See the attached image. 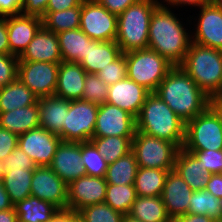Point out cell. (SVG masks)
<instances>
[{
    "label": "cell",
    "mask_w": 222,
    "mask_h": 222,
    "mask_svg": "<svg viewBox=\"0 0 222 222\" xmlns=\"http://www.w3.org/2000/svg\"><path fill=\"white\" fill-rule=\"evenodd\" d=\"M127 77L150 92H155L160 82L174 67L166 58L151 49L132 50L124 53Z\"/></svg>",
    "instance_id": "cell-6"
},
{
    "label": "cell",
    "mask_w": 222,
    "mask_h": 222,
    "mask_svg": "<svg viewBox=\"0 0 222 222\" xmlns=\"http://www.w3.org/2000/svg\"><path fill=\"white\" fill-rule=\"evenodd\" d=\"M86 74L79 63L60 62L54 96L68 100L82 99Z\"/></svg>",
    "instance_id": "cell-22"
},
{
    "label": "cell",
    "mask_w": 222,
    "mask_h": 222,
    "mask_svg": "<svg viewBox=\"0 0 222 222\" xmlns=\"http://www.w3.org/2000/svg\"><path fill=\"white\" fill-rule=\"evenodd\" d=\"M13 204L9 199L2 180H0V211L8 210L13 208Z\"/></svg>",
    "instance_id": "cell-54"
},
{
    "label": "cell",
    "mask_w": 222,
    "mask_h": 222,
    "mask_svg": "<svg viewBox=\"0 0 222 222\" xmlns=\"http://www.w3.org/2000/svg\"><path fill=\"white\" fill-rule=\"evenodd\" d=\"M173 222H217L206 215L184 214L176 217Z\"/></svg>",
    "instance_id": "cell-52"
},
{
    "label": "cell",
    "mask_w": 222,
    "mask_h": 222,
    "mask_svg": "<svg viewBox=\"0 0 222 222\" xmlns=\"http://www.w3.org/2000/svg\"><path fill=\"white\" fill-rule=\"evenodd\" d=\"M170 170L138 167L134 188L143 197L161 196Z\"/></svg>",
    "instance_id": "cell-31"
},
{
    "label": "cell",
    "mask_w": 222,
    "mask_h": 222,
    "mask_svg": "<svg viewBox=\"0 0 222 222\" xmlns=\"http://www.w3.org/2000/svg\"><path fill=\"white\" fill-rule=\"evenodd\" d=\"M221 204L220 200L206 189L193 191L189 200V214L206 215L219 222Z\"/></svg>",
    "instance_id": "cell-36"
},
{
    "label": "cell",
    "mask_w": 222,
    "mask_h": 222,
    "mask_svg": "<svg viewBox=\"0 0 222 222\" xmlns=\"http://www.w3.org/2000/svg\"><path fill=\"white\" fill-rule=\"evenodd\" d=\"M82 99L101 105L107 101L109 86L97 74L87 73L84 81Z\"/></svg>",
    "instance_id": "cell-40"
},
{
    "label": "cell",
    "mask_w": 222,
    "mask_h": 222,
    "mask_svg": "<svg viewBox=\"0 0 222 222\" xmlns=\"http://www.w3.org/2000/svg\"><path fill=\"white\" fill-rule=\"evenodd\" d=\"M136 118L107 102L99 105L93 137H134Z\"/></svg>",
    "instance_id": "cell-12"
},
{
    "label": "cell",
    "mask_w": 222,
    "mask_h": 222,
    "mask_svg": "<svg viewBox=\"0 0 222 222\" xmlns=\"http://www.w3.org/2000/svg\"><path fill=\"white\" fill-rule=\"evenodd\" d=\"M205 189L218 199L222 198V174H210V180Z\"/></svg>",
    "instance_id": "cell-51"
},
{
    "label": "cell",
    "mask_w": 222,
    "mask_h": 222,
    "mask_svg": "<svg viewBox=\"0 0 222 222\" xmlns=\"http://www.w3.org/2000/svg\"><path fill=\"white\" fill-rule=\"evenodd\" d=\"M18 59V61L62 62L57 34L42 26Z\"/></svg>",
    "instance_id": "cell-21"
},
{
    "label": "cell",
    "mask_w": 222,
    "mask_h": 222,
    "mask_svg": "<svg viewBox=\"0 0 222 222\" xmlns=\"http://www.w3.org/2000/svg\"><path fill=\"white\" fill-rule=\"evenodd\" d=\"M68 185L49 167L37 166L31 180V196L67 210Z\"/></svg>",
    "instance_id": "cell-13"
},
{
    "label": "cell",
    "mask_w": 222,
    "mask_h": 222,
    "mask_svg": "<svg viewBox=\"0 0 222 222\" xmlns=\"http://www.w3.org/2000/svg\"><path fill=\"white\" fill-rule=\"evenodd\" d=\"M84 0H49L46 12H57L73 7H82Z\"/></svg>",
    "instance_id": "cell-49"
},
{
    "label": "cell",
    "mask_w": 222,
    "mask_h": 222,
    "mask_svg": "<svg viewBox=\"0 0 222 222\" xmlns=\"http://www.w3.org/2000/svg\"><path fill=\"white\" fill-rule=\"evenodd\" d=\"M34 170H6L3 185L13 205L31 196V180Z\"/></svg>",
    "instance_id": "cell-32"
},
{
    "label": "cell",
    "mask_w": 222,
    "mask_h": 222,
    "mask_svg": "<svg viewBox=\"0 0 222 222\" xmlns=\"http://www.w3.org/2000/svg\"><path fill=\"white\" fill-rule=\"evenodd\" d=\"M49 0H23L21 14L42 18L46 13Z\"/></svg>",
    "instance_id": "cell-46"
},
{
    "label": "cell",
    "mask_w": 222,
    "mask_h": 222,
    "mask_svg": "<svg viewBox=\"0 0 222 222\" xmlns=\"http://www.w3.org/2000/svg\"><path fill=\"white\" fill-rule=\"evenodd\" d=\"M4 172H5L4 164L3 161L0 160V180L3 179Z\"/></svg>",
    "instance_id": "cell-59"
},
{
    "label": "cell",
    "mask_w": 222,
    "mask_h": 222,
    "mask_svg": "<svg viewBox=\"0 0 222 222\" xmlns=\"http://www.w3.org/2000/svg\"><path fill=\"white\" fill-rule=\"evenodd\" d=\"M50 222H74V212L70 210H60Z\"/></svg>",
    "instance_id": "cell-56"
},
{
    "label": "cell",
    "mask_w": 222,
    "mask_h": 222,
    "mask_svg": "<svg viewBox=\"0 0 222 222\" xmlns=\"http://www.w3.org/2000/svg\"><path fill=\"white\" fill-rule=\"evenodd\" d=\"M192 193L193 190L178 172L174 169L170 170L166 177L161 197L172 220L188 213Z\"/></svg>",
    "instance_id": "cell-20"
},
{
    "label": "cell",
    "mask_w": 222,
    "mask_h": 222,
    "mask_svg": "<svg viewBox=\"0 0 222 222\" xmlns=\"http://www.w3.org/2000/svg\"><path fill=\"white\" fill-rule=\"evenodd\" d=\"M62 61L80 63L86 57L90 39L80 28L57 34Z\"/></svg>",
    "instance_id": "cell-29"
},
{
    "label": "cell",
    "mask_w": 222,
    "mask_h": 222,
    "mask_svg": "<svg viewBox=\"0 0 222 222\" xmlns=\"http://www.w3.org/2000/svg\"><path fill=\"white\" fill-rule=\"evenodd\" d=\"M122 51L116 41L88 40L86 57L79 63L87 73L97 74L115 61Z\"/></svg>",
    "instance_id": "cell-24"
},
{
    "label": "cell",
    "mask_w": 222,
    "mask_h": 222,
    "mask_svg": "<svg viewBox=\"0 0 222 222\" xmlns=\"http://www.w3.org/2000/svg\"><path fill=\"white\" fill-rule=\"evenodd\" d=\"M74 222H83L82 220H80V219L78 218V215H77V213H75V212H74Z\"/></svg>",
    "instance_id": "cell-61"
},
{
    "label": "cell",
    "mask_w": 222,
    "mask_h": 222,
    "mask_svg": "<svg viewBox=\"0 0 222 222\" xmlns=\"http://www.w3.org/2000/svg\"><path fill=\"white\" fill-rule=\"evenodd\" d=\"M155 93L185 123L209 106V96L196 85L181 66H174L169 71Z\"/></svg>",
    "instance_id": "cell-2"
},
{
    "label": "cell",
    "mask_w": 222,
    "mask_h": 222,
    "mask_svg": "<svg viewBox=\"0 0 222 222\" xmlns=\"http://www.w3.org/2000/svg\"><path fill=\"white\" fill-rule=\"evenodd\" d=\"M180 66L207 96L222 94V50L191 42Z\"/></svg>",
    "instance_id": "cell-4"
},
{
    "label": "cell",
    "mask_w": 222,
    "mask_h": 222,
    "mask_svg": "<svg viewBox=\"0 0 222 222\" xmlns=\"http://www.w3.org/2000/svg\"><path fill=\"white\" fill-rule=\"evenodd\" d=\"M133 137H93L90 141L108 164L114 163L117 159L132 151Z\"/></svg>",
    "instance_id": "cell-34"
},
{
    "label": "cell",
    "mask_w": 222,
    "mask_h": 222,
    "mask_svg": "<svg viewBox=\"0 0 222 222\" xmlns=\"http://www.w3.org/2000/svg\"><path fill=\"white\" fill-rule=\"evenodd\" d=\"M99 105L81 99L70 100L63 126L62 141L86 142L94 136Z\"/></svg>",
    "instance_id": "cell-9"
},
{
    "label": "cell",
    "mask_w": 222,
    "mask_h": 222,
    "mask_svg": "<svg viewBox=\"0 0 222 222\" xmlns=\"http://www.w3.org/2000/svg\"><path fill=\"white\" fill-rule=\"evenodd\" d=\"M10 54L7 34V17H0V55Z\"/></svg>",
    "instance_id": "cell-50"
},
{
    "label": "cell",
    "mask_w": 222,
    "mask_h": 222,
    "mask_svg": "<svg viewBox=\"0 0 222 222\" xmlns=\"http://www.w3.org/2000/svg\"><path fill=\"white\" fill-rule=\"evenodd\" d=\"M49 167L68 185L86 175L81 162V143L61 141Z\"/></svg>",
    "instance_id": "cell-17"
},
{
    "label": "cell",
    "mask_w": 222,
    "mask_h": 222,
    "mask_svg": "<svg viewBox=\"0 0 222 222\" xmlns=\"http://www.w3.org/2000/svg\"><path fill=\"white\" fill-rule=\"evenodd\" d=\"M106 189L105 177L84 175L73 180L67 188V210L77 213L86 206L104 203Z\"/></svg>",
    "instance_id": "cell-14"
},
{
    "label": "cell",
    "mask_w": 222,
    "mask_h": 222,
    "mask_svg": "<svg viewBox=\"0 0 222 222\" xmlns=\"http://www.w3.org/2000/svg\"><path fill=\"white\" fill-rule=\"evenodd\" d=\"M158 0H139L117 16L116 42L122 53L148 48L149 24Z\"/></svg>",
    "instance_id": "cell-5"
},
{
    "label": "cell",
    "mask_w": 222,
    "mask_h": 222,
    "mask_svg": "<svg viewBox=\"0 0 222 222\" xmlns=\"http://www.w3.org/2000/svg\"><path fill=\"white\" fill-rule=\"evenodd\" d=\"M81 162L84 164L86 175L105 177L108 163L91 141L81 142Z\"/></svg>",
    "instance_id": "cell-38"
},
{
    "label": "cell",
    "mask_w": 222,
    "mask_h": 222,
    "mask_svg": "<svg viewBox=\"0 0 222 222\" xmlns=\"http://www.w3.org/2000/svg\"><path fill=\"white\" fill-rule=\"evenodd\" d=\"M122 222H142V221L132 218L130 215L126 214L124 215Z\"/></svg>",
    "instance_id": "cell-58"
},
{
    "label": "cell",
    "mask_w": 222,
    "mask_h": 222,
    "mask_svg": "<svg viewBox=\"0 0 222 222\" xmlns=\"http://www.w3.org/2000/svg\"><path fill=\"white\" fill-rule=\"evenodd\" d=\"M6 170H34L37 166L33 160L17 146L5 160H3Z\"/></svg>",
    "instance_id": "cell-44"
},
{
    "label": "cell",
    "mask_w": 222,
    "mask_h": 222,
    "mask_svg": "<svg viewBox=\"0 0 222 222\" xmlns=\"http://www.w3.org/2000/svg\"><path fill=\"white\" fill-rule=\"evenodd\" d=\"M185 150H222V124L208 106L186 123Z\"/></svg>",
    "instance_id": "cell-8"
},
{
    "label": "cell",
    "mask_w": 222,
    "mask_h": 222,
    "mask_svg": "<svg viewBox=\"0 0 222 222\" xmlns=\"http://www.w3.org/2000/svg\"><path fill=\"white\" fill-rule=\"evenodd\" d=\"M168 4H170L171 6H178V5H194V6H198V7H202L205 4L211 2L212 0H165Z\"/></svg>",
    "instance_id": "cell-55"
},
{
    "label": "cell",
    "mask_w": 222,
    "mask_h": 222,
    "mask_svg": "<svg viewBox=\"0 0 222 222\" xmlns=\"http://www.w3.org/2000/svg\"><path fill=\"white\" fill-rule=\"evenodd\" d=\"M99 4L104 6L110 13L117 16L124 12L129 6L138 2L139 0H96Z\"/></svg>",
    "instance_id": "cell-47"
},
{
    "label": "cell",
    "mask_w": 222,
    "mask_h": 222,
    "mask_svg": "<svg viewBox=\"0 0 222 222\" xmlns=\"http://www.w3.org/2000/svg\"><path fill=\"white\" fill-rule=\"evenodd\" d=\"M186 123L155 93L151 92L136 118V131L174 143L179 149L185 141Z\"/></svg>",
    "instance_id": "cell-3"
},
{
    "label": "cell",
    "mask_w": 222,
    "mask_h": 222,
    "mask_svg": "<svg viewBox=\"0 0 222 222\" xmlns=\"http://www.w3.org/2000/svg\"><path fill=\"white\" fill-rule=\"evenodd\" d=\"M61 141L57 134L38 127L19 135L18 146L36 166H49Z\"/></svg>",
    "instance_id": "cell-15"
},
{
    "label": "cell",
    "mask_w": 222,
    "mask_h": 222,
    "mask_svg": "<svg viewBox=\"0 0 222 222\" xmlns=\"http://www.w3.org/2000/svg\"><path fill=\"white\" fill-rule=\"evenodd\" d=\"M151 92L128 77L109 86L107 103L127 111L137 118Z\"/></svg>",
    "instance_id": "cell-16"
},
{
    "label": "cell",
    "mask_w": 222,
    "mask_h": 222,
    "mask_svg": "<svg viewBox=\"0 0 222 222\" xmlns=\"http://www.w3.org/2000/svg\"><path fill=\"white\" fill-rule=\"evenodd\" d=\"M18 135L0 127V160L3 161L18 146Z\"/></svg>",
    "instance_id": "cell-45"
},
{
    "label": "cell",
    "mask_w": 222,
    "mask_h": 222,
    "mask_svg": "<svg viewBox=\"0 0 222 222\" xmlns=\"http://www.w3.org/2000/svg\"><path fill=\"white\" fill-rule=\"evenodd\" d=\"M138 163L133 151L108 164L105 180L107 184L130 185L134 184Z\"/></svg>",
    "instance_id": "cell-33"
},
{
    "label": "cell",
    "mask_w": 222,
    "mask_h": 222,
    "mask_svg": "<svg viewBox=\"0 0 222 222\" xmlns=\"http://www.w3.org/2000/svg\"><path fill=\"white\" fill-rule=\"evenodd\" d=\"M0 127L16 135L40 127L38 102L8 112H0Z\"/></svg>",
    "instance_id": "cell-26"
},
{
    "label": "cell",
    "mask_w": 222,
    "mask_h": 222,
    "mask_svg": "<svg viewBox=\"0 0 222 222\" xmlns=\"http://www.w3.org/2000/svg\"><path fill=\"white\" fill-rule=\"evenodd\" d=\"M128 215L142 222H173L161 196L143 197L137 195Z\"/></svg>",
    "instance_id": "cell-28"
},
{
    "label": "cell",
    "mask_w": 222,
    "mask_h": 222,
    "mask_svg": "<svg viewBox=\"0 0 222 222\" xmlns=\"http://www.w3.org/2000/svg\"><path fill=\"white\" fill-rule=\"evenodd\" d=\"M38 99V96L17 78L11 84L0 87V112L33 105Z\"/></svg>",
    "instance_id": "cell-30"
},
{
    "label": "cell",
    "mask_w": 222,
    "mask_h": 222,
    "mask_svg": "<svg viewBox=\"0 0 222 222\" xmlns=\"http://www.w3.org/2000/svg\"><path fill=\"white\" fill-rule=\"evenodd\" d=\"M0 222H18L14 207L12 209L0 211Z\"/></svg>",
    "instance_id": "cell-57"
},
{
    "label": "cell",
    "mask_w": 222,
    "mask_h": 222,
    "mask_svg": "<svg viewBox=\"0 0 222 222\" xmlns=\"http://www.w3.org/2000/svg\"><path fill=\"white\" fill-rule=\"evenodd\" d=\"M42 27V18L30 15L7 16L10 54L20 56Z\"/></svg>",
    "instance_id": "cell-19"
},
{
    "label": "cell",
    "mask_w": 222,
    "mask_h": 222,
    "mask_svg": "<svg viewBox=\"0 0 222 222\" xmlns=\"http://www.w3.org/2000/svg\"><path fill=\"white\" fill-rule=\"evenodd\" d=\"M190 152L209 174H221L222 150H186Z\"/></svg>",
    "instance_id": "cell-42"
},
{
    "label": "cell",
    "mask_w": 222,
    "mask_h": 222,
    "mask_svg": "<svg viewBox=\"0 0 222 222\" xmlns=\"http://www.w3.org/2000/svg\"><path fill=\"white\" fill-rule=\"evenodd\" d=\"M198 19L196 33L192 42L222 50V10L214 3L209 2L202 6Z\"/></svg>",
    "instance_id": "cell-18"
},
{
    "label": "cell",
    "mask_w": 222,
    "mask_h": 222,
    "mask_svg": "<svg viewBox=\"0 0 222 222\" xmlns=\"http://www.w3.org/2000/svg\"><path fill=\"white\" fill-rule=\"evenodd\" d=\"M209 107L219 118L222 124V94H217L209 97Z\"/></svg>",
    "instance_id": "cell-53"
},
{
    "label": "cell",
    "mask_w": 222,
    "mask_h": 222,
    "mask_svg": "<svg viewBox=\"0 0 222 222\" xmlns=\"http://www.w3.org/2000/svg\"><path fill=\"white\" fill-rule=\"evenodd\" d=\"M18 222H50L60 211L52 203L29 196L14 206Z\"/></svg>",
    "instance_id": "cell-27"
},
{
    "label": "cell",
    "mask_w": 222,
    "mask_h": 222,
    "mask_svg": "<svg viewBox=\"0 0 222 222\" xmlns=\"http://www.w3.org/2000/svg\"><path fill=\"white\" fill-rule=\"evenodd\" d=\"M22 7L23 0H0V17L19 15Z\"/></svg>",
    "instance_id": "cell-48"
},
{
    "label": "cell",
    "mask_w": 222,
    "mask_h": 222,
    "mask_svg": "<svg viewBox=\"0 0 222 222\" xmlns=\"http://www.w3.org/2000/svg\"><path fill=\"white\" fill-rule=\"evenodd\" d=\"M70 107V100L56 96L40 97L38 99V112L40 127L63 136L66 113Z\"/></svg>",
    "instance_id": "cell-23"
},
{
    "label": "cell",
    "mask_w": 222,
    "mask_h": 222,
    "mask_svg": "<svg viewBox=\"0 0 222 222\" xmlns=\"http://www.w3.org/2000/svg\"><path fill=\"white\" fill-rule=\"evenodd\" d=\"M80 29L92 40L115 41L117 15L110 13L96 0H84L81 7Z\"/></svg>",
    "instance_id": "cell-10"
},
{
    "label": "cell",
    "mask_w": 222,
    "mask_h": 222,
    "mask_svg": "<svg viewBox=\"0 0 222 222\" xmlns=\"http://www.w3.org/2000/svg\"><path fill=\"white\" fill-rule=\"evenodd\" d=\"M158 4L150 18L148 49L157 52L174 66H180L192 37L166 5Z\"/></svg>",
    "instance_id": "cell-1"
},
{
    "label": "cell",
    "mask_w": 222,
    "mask_h": 222,
    "mask_svg": "<svg viewBox=\"0 0 222 222\" xmlns=\"http://www.w3.org/2000/svg\"><path fill=\"white\" fill-rule=\"evenodd\" d=\"M222 10V0H212Z\"/></svg>",
    "instance_id": "cell-60"
},
{
    "label": "cell",
    "mask_w": 222,
    "mask_h": 222,
    "mask_svg": "<svg viewBox=\"0 0 222 222\" xmlns=\"http://www.w3.org/2000/svg\"><path fill=\"white\" fill-rule=\"evenodd\" d=\"M18 56L0 55V87L11 84L18 78Z\"/></svg>",
    "instance_id": "cell-43"
},
{
    "label": "cell",
    "mask_w": 222,
    "mask_h": 222,
    "mask_svg": "<svg viewBox=\"0 0 222 222\" xmlns=\"http://www.w3.org/2000/svg\"><path fill=\"white\" fill-rule=\"evenodd\" d=\"M60 63L18 61V79L38 98L54 96Z\"/></svg>",
    "instance_id": "cell-11"
},
{
    "label": "cell",
    "mask_w": 222,
    "mask_h": 222,
    "mask_svg": "<svg viewBox=\"0 0 222 222\" xmlns=\"http://www.w3.org/2000/svg\"><path fill=\"white\" fill-rule=\"evenodd\" d=\"M179 148L172 142L139 131L132 140L138 167L173 170Z\"/></svg>",
    "instance_id": "cell-7"
},
{
    "label": "cell",
    "mask_w": 222,
    "mask_h": 222,
    "mask_svg": "<svg viewBox=\"0 0 222 222\" xmlns=\"http://www.w3.org/2000/svg\"><path fill=\"white\" fill-rule=\"evenodd\" d=\"M81 7H73L63 11L46 12L42 17V26L51 32H59L80 28Z\"/></svg>",
    "instance_id": "cell-35"
},
{
    "label": "cell",
    "mask_w": 222,
    "mask_h": 222,
    "mask_svg": "<svg viewBox=\"0 0 222 222\" xmlns=\"http://www.w3.org/2000/svg\"><path fill=\"white\" fill-rule=\"evenodd\" d=\"M99 78L108 86L127 77V63L124 53L97 73Z\"/></svg>",
    "instance_id": "cell-41"
},
{
    "label": "cell",
    "mask_w": 222,
    "mask_h": 222,
    "mask_svg": "<svg viewBox=\"0 0 222 222\" xmlns=\"http://www.w3.org/2000/svg\"><path fill=\"white\" fill-rule=\"evenodd\" d=\"M174 170L184 179L193 191L205 189L210 174L188 151L180 148L175 157Z\"/></svg>",
    "instance_id": "cell-25"
},
{
    "label": "cell",
    "mask_w": 222,
    "mask_h": 222,
    "mask_svg": "<svg viewBox=\"0 0 222 222\" xmlns=\"http://www.w3.org/2000/svg\"><path fill=\"white\" fill-rule=\"evenodd\" d=\"M137 194L134 184L130 185H113L107 184L104 202L114 210L129 214Z\"/></svg>",
    "instance_id": "cell-37"
},
{
    "label": "cell",
    "mask_w": 222,
    "mask_h": 222,
    "mask_svg": "<svg viewBox=\"0 0 222 222\" xmlns=\"http://www.w3.org/2000/svg\"><path fill=\"white\" fill-rule=\"evenodd\" d=\"M219 200H220V204H221L220 216H221V218H222V198H220Z\"/></svg>",
    "instance_id": "cell-62"
},
{
    "label": "cell",
    "mask_w": 222,
    "mask_h": 222,
    "mask_svg": "<svg viewBox=\"0 0 222 222\" xmlns=\"http://www.w3.org/2000/svg\"><path fill=\"white\" fill-rule=\"evenodd\" d=\"M83 222H122L124 214L104 203L89 205L77 212Z\"/></svg>",
    "instance_id": "cell-39"
}]
</instances>
